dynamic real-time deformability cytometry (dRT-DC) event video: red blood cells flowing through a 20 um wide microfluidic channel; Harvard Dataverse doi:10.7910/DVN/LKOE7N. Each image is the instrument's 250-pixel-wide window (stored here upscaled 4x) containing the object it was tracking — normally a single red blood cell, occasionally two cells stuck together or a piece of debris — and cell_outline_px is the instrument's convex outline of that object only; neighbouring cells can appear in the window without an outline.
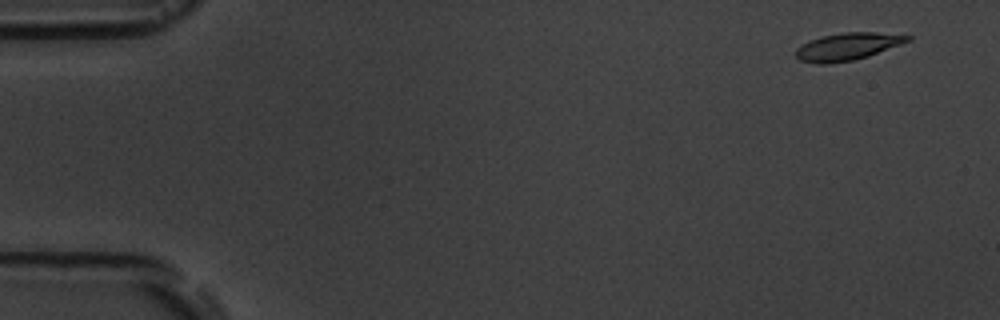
{"species": "common noctule bat (a hibernating species)", "species_latin": "Nyctalus noctula", "temperature_condition": "room temperature", "stored_images_in_passage": 4, "camera_frame_rate_fps": 3000, "um_per_image_px": 0.085, "animal": {"sex": "male", "body_mass_g": 19.5, "forearm_length_mm": 54.6}, "frame": {"image": 1, "passage_image": 1, "time_ms": 0.0, "image_size_px": [1000, 320], "cell_outline_px": [[912, 40], [868, 56], [852, 60], [828, 64], [816, 64], [800, 60], [796, 56], [796, 48], [820, 36], [844, 32], [876, 32], [912, 36]], "centroid_in_image_um": [72.05, 3.95], "position_along_channel_um": 13.0, "area_um2": 17.69}}
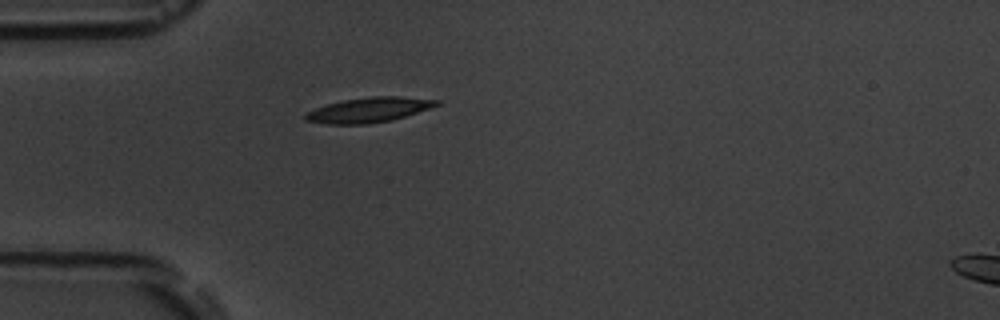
{"frame": {"image": 2, "passage_image": 4, "time_ms": 4.333, "image_size_px": [1000, 320], "cell_outline_px": [[440, 104], [404, 116], [388, 120], [368, 124], [328, 124], [304, 120], [304, 112], [328, 104], [344, 100], [372, 96], [400, 96], [440, 100]], "centroid_in_image_um": [31.3, 9.33], "position_along_channel_um": 53.7, "area_um2": 18.79}}